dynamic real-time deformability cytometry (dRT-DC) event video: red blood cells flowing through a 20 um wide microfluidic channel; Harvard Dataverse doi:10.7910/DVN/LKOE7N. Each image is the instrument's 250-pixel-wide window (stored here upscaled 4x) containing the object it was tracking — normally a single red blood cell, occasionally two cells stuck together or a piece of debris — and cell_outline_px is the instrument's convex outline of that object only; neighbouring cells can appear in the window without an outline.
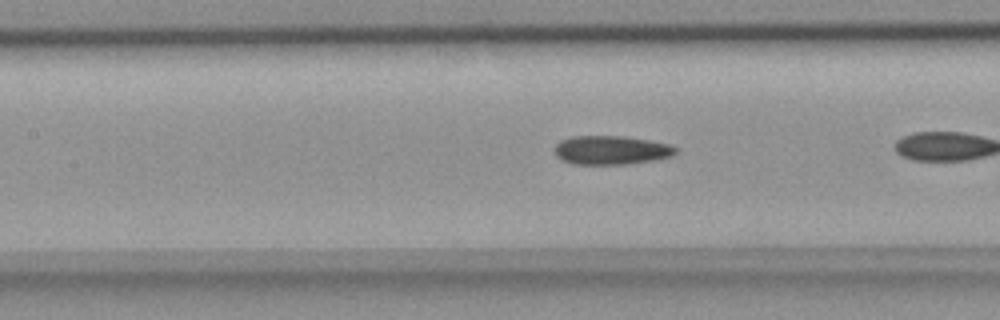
{"species": "common noctule bat (a hibernating species)", "species_latin": "Nyctalus noctula", "temperature_condition": "room temperature", "stored_images_in_passage": 25, "camera_frame_rate_fps": 3000, "um_per_image_px": 0.085, "animal": {"sex": "female", "body_mass_g": 18.4}, "frame": {"image": 1, "passage_image": 8, "time_ms": 2.333, "image_size_px": [1000, 320], "cell_outline_px": [[676, 152], [672, 156], [652, 160], [628, 164], [572, 164], [560, 160], [556, 156], [552, 148], [560, 140], [572, 136], [624, 136], [648, 140], [668, 144], [676, 148]], "centroid_in_image_um": [51.87, 12.76], "position_along_channel_um": 155.5, "area_um2": 20.46}}